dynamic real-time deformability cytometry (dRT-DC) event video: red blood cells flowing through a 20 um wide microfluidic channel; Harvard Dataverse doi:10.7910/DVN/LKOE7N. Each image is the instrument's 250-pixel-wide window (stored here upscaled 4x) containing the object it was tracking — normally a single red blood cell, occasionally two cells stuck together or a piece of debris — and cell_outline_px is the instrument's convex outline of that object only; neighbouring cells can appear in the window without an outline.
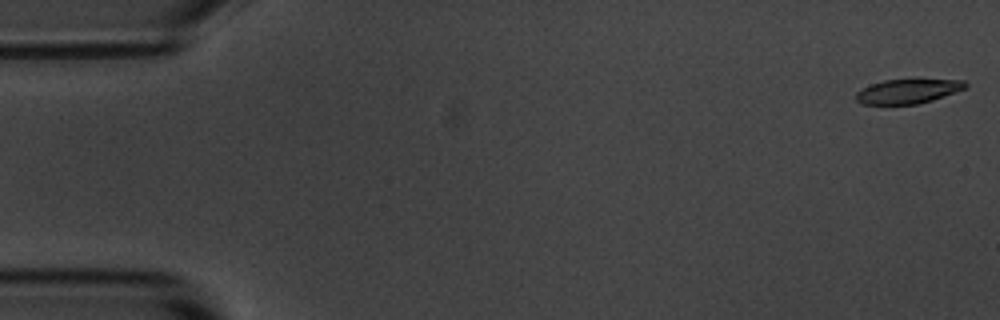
{"species": "common noctule bat (a hibernating species)", "species_latin": "Nyctalus noctula", "temperature_condition": "room temperature", "stored_images_in_passage": 5, "camera_frame_rate_fps": 3000, "um_per_image_px": 0.085, "animal": {"sex": "male", "body_mass_g": 20.1, "forearm_length_mm": 53.5}, "frame": {"image": 1, "passage_image": 1, "time_ms": 0.0, "image_size_px": [1000, 320], "cell_outline_px": [[968, 84], [964, 88], [932, 100], [916, 104], [860, 104], [856, 100], [856, 92], [872, 84], [884, 80], [916, 76], [964, 80]], "centroid_in_image_um": [77.21, 7.69], "position_along_channel_um": 7.8, "area_um2": 16.3}}
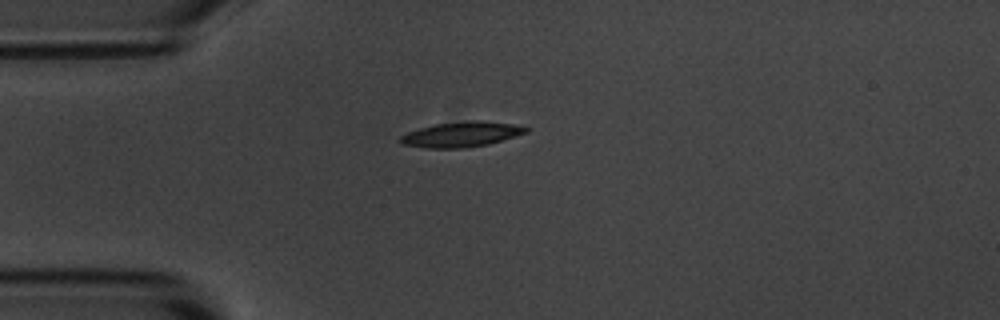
{"frame": {"image": 2, "passage_image": 5, "time_ms": 4.333, "image_size_px": [1000, 320], "cell_outline_px": [[528, 132], [488, 144], [464, 148], [428, 148], [400, 144], [396, 140], [400, 136], [408, 132], [420, 128], [436, 124], [476, 120], [480, 120], [512, 124], [528, 128]], "centroid_in_image_um": [39.16, 11.43], "position_along_channel_um": 45.8, "area_um2": 18.26}}